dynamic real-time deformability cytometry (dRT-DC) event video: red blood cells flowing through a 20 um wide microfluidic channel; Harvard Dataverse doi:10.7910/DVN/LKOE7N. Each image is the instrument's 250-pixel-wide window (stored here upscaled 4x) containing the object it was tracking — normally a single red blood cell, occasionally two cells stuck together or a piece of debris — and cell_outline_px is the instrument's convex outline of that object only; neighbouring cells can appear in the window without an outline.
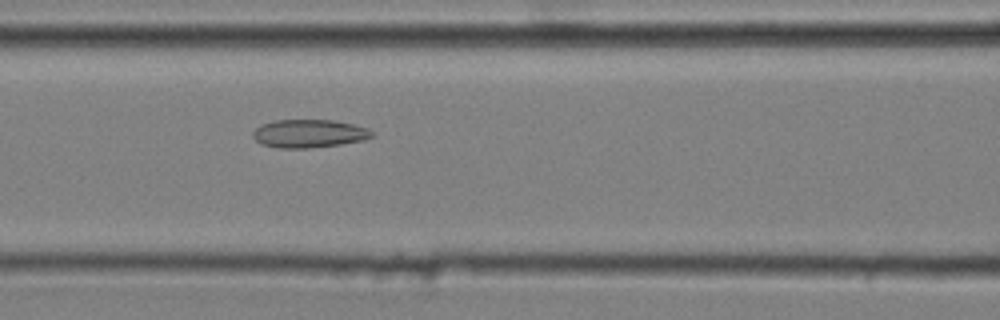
{"species": "common noctule bat (a hibernating species)", "species_latin": "Nyctalus noctula", "temperature_condition": "cold", "stored_images_in_passage": 31, "camera_frame_rate_fps": 3000, "um_per_image_px": 0.085, "animal": {"sex": "male", "body_mass_g": 20.4}, "frame": {"image": 1, "passage_image": 9, "time_ms": 2.667, "image_size_px": [1000, 320], "cell_outline_px": [[372, 136], [364, 140], [340, 144], [308, 148], [276, 148], [260, 144], [252, 136], [252, 132], [260, 124], [276, 120], [332, 120], [352, 124], [368, 128], [372, 132]], "centroid_in_image_um": [26.22, 11.35], "position_along_channel_um": 140.4, "area_um2": 19.54}}
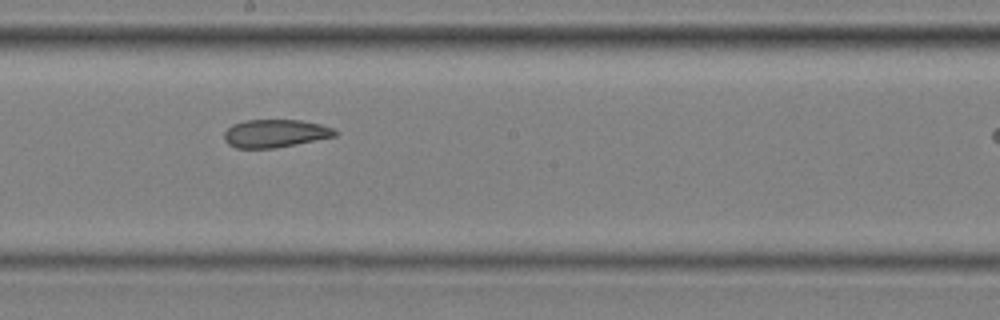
{"frame": {"image": 2, "passage_image": 16, "time_ms": 5.0, "image_size_px": [1000, 320], "cell_outline_px": [[336, 136], [276, 148], [236, 148], [228, 144], [224, 140], [224, 132], [232, 124], [244, 120], [300, 120], [320, 124], [332, 128], [336, 132]], "centroid_in_image_um": [23.35, 11.34], "position_along_channel_um": 224.9, "area_um2": 18.03}}
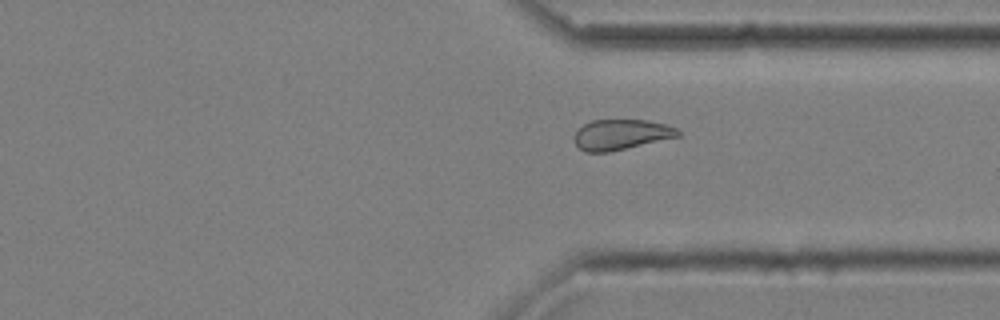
{"frame": {"image": 3, "passage_image": 27, "time_ms": 8.667, "image_size_px": [1000, 320], "cell_outline_px": [[680, 136], [608, 152], [584, 152], [576, 144], [576, 132], [584, 124], [592, 120], [648, 120], [664, 124], [676, 128], [680, 132]], "centroid_in_image_um": [52.81, 11.43], "position_along_channel_um": 358.6, "area_um2": 18.03}}